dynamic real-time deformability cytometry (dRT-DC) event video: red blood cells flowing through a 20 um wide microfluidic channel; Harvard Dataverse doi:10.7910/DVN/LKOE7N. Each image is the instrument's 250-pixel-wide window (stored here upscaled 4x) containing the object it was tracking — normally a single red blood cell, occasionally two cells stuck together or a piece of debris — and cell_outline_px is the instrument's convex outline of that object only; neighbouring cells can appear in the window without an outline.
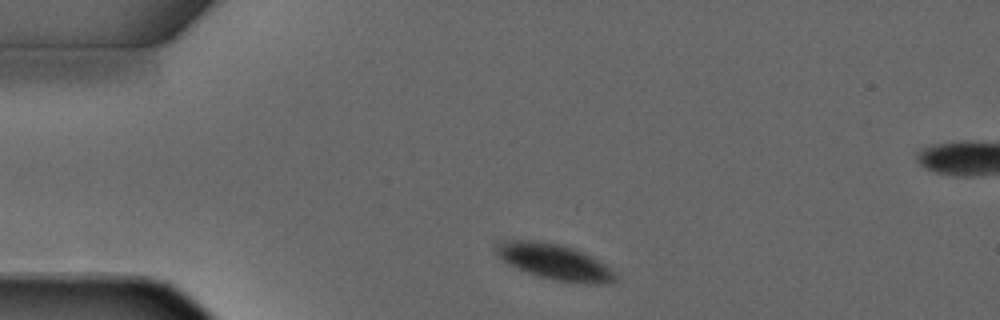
{"species": "common noctule bat (a hibernating species)", "species_latin": "Nyctalus noctula", "temperature_condition": "warm", "stored_images_in_passage": 3, "camera_frame_rate_fps": 3000, "um_per_image_px": 0.085, "animal": {"sex": "male", "forearm_length_mm": 52.5}, "frame": {"image": 1, "passage_image": 1, "time_ms": 0.0, "image_size_px": [1000, 320], "cell_outline_px": [[616, 280], [608, 284], [584, 284], [552, 280], [528, 272], [508, 264], [496, 252], [496, 240], [532, 240], [560, 244], [584, 252], [592, 256], [612, 268], [616, 272]], "centroid_in_image_um": [47.19, 22.26], "position_along_channel_um": 37.8, "area_um2": 24.97}}